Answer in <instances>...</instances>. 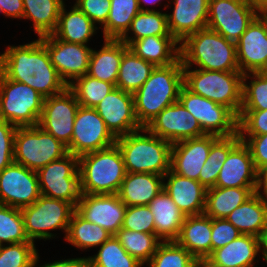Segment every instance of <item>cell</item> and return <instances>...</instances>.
Here are the masks:
<instances>
[{
  "label": "cell",
  "instance_id": "6da1fadb",
  "mask_svg": "<svg viewBox=\"0 0 267 267\" xmlns=\"http://www.w3.org/2000/svg\"><path fill=\"white\" fill-rule=\"evenodd\" d=\"M0 71L8 79L27 84L44 98L68 87L51 63L41 37L23 45H8L0 53Z\"/></svg>",
  "mask_w": 267,
  "mask_h": 267
},
{
  "label": "cell",
  "instance_id": "7a4b0ae2",
  "mask_svg": "<svg viewBox=\"0 0 267 267\" xmlns=\"http://www.w3.org/2000/svg\"><path fill=\"white\" fill-rule=\"evenodd\" d=\"M183 85L181 58L171 65L155 67L145 83L133 94L139 124L146 127L164 108L177 102Z\"/></svg>",
  "mask_w": 267,
  "mask_h": 267
},
{
  "label": "cell",
  "instance_id": "3957f363",
  "mask_svg": "<svg viewBox=\"0 0 267 267\" xmlns=\"http://www.w3.org/2000/svg\"><path fill=\"white\" fill-rule=\"evenodd\" d=\"M180 58L183 68L240 72L236 43L208 27L188 35L180 43Z\"/></svg>",
  "mask_w": 267,
  "mask_h": 267
},
{
  "label": "cell",
  "instance_id": "277c9868",
  "mask_svg": "<svg viewBox=\"0 0 267 267\" xmlns=\"http://www.w3.org/2000/svg\"><path fill=\"white\" fill-rule=\"evenodd\" d=\"M115 144L122 154L126 172L164 176L170 170L172 144L146 127L117 137Z\"/></svg>",
  "mask_w": 267,
  "mask_h": 267
},
{
  "label": "cell",
  "instance_id": "5b68a950",
  "mask_svg": "<svg viewBox=\"0 0 267 267\" xmlns=\"http://www.w3.org/2000/svg\"><path fill=\"white\" fill-rule=\"evenodd\" d=\"M126 173L116 144L79 157L82 194H117Z\"/></svg>",
  "mask_w": 267,
  "mask_h": 267
},
{
  "label": "cell",
  "instance_id": "8992f818",
  "mask_svg": "<svg viewBox=\"0 0 267 267\" xmlns=\"http://www.w3.org/2000/svg\"><path fill=\"white\" fill-rule=\"evenodd\" d=\"M184 85L193 93L222 104L237 116L242 105L241 72L183 68Z\"/></svg>",
  "mask_w": 267,
  "mask_h": 267
},
{
  "label": "cell",
  "instance_id": "52a82bcc",
  "mask_svg": "<svg viewBox=\"0 0 267 267\" xmlns=\"http://www.w3.org/2000/svg\"><path fill=\"white\" fill-rule=\"evenodd\" d=\"M74 211L69 202L41 195L32 205L21 209L26 236L35 243L38 239L58 238L54 232L61 230L65 239Z\"/></svg>",
  "mask_w": 267,
  "mask_h": 267
},
{
  "label": "cell",
  "instance_id": "ba28073f",
  "mask_svg": "<svg viewBox=\"0 0 267 267\" xmlns=\"http://www.w3.org/2000/svg\"><path fill=\"white\" fill-rule=\"evenodd\" d=\"M44 97L27 84L8 79L0 71V120L17 127L36 126Z\"/></svg>",
  "mask_w": 267,
  "mask_h": 267
},
{
  "label": "cell",
  "instance_id": "9c48e42d",
  "mask_svg": "<svg viewBox=\"0 0 267 267\" xmlns=\"http://www.w3.org/2000/svg\"><path fill=\"white\" fill-rule=\"evenodd\" d=\"M67 146L38 125L17 127L14 138V162L38 171L68 154Z\"/></svg>",
  "mask_w": 267,
  "mask_h": 267
},
{
  "label": "cell",
  "instance_id": "30bf717a",
  "mask_svg": "<svg viewBox=\"0 0 267 267\" xmlns=\"http://www.w3.org/2000/svg\"><path fill=\"white\" fill-rule=\"evenodd\" d=\"M41 195L77 206L81 198L79 157L72 153L37 171Z\"/></svg>",
  "mask_w": 267,
  "mask_h": 267
},
{
  "label": "cell",
  "instance_id": "8fae6325",
  "mask_svg": "<svg viewBox=\"0 0 267 267\" xmlns=\"http://www.w3.org/2000/svg\"><path fill=\"white\" fill-rule=\"evenodd\" d=\"M178 101L197 119L206 135L227 137L238 133V116L228 107L182 86Z\"/></svg>",
  "mask_w": 267,
  "mask_h": 267
},
{
  "label": "cell",
  "instance_id": "7c38bea8",
  "mask_svg": "<svg viewBox=\"0 0 267 267\" xmlns=\"http://www.w3.org/2000/svg\"><path fill=\"white\" fill-rule=\"evenodd\" d=\"M260 13L244 0H209L207 27L236 43Z\"/></svg>",
  "mask_w": 267,
  "mask_h": 267
},
{
  "label": "cell",
  "instance_id": "4fadbf2b",
  "mask_svg": "<svg viewBox=\"0 0 267 267\" xmlns=\"http://www.w3.org/2000/svg\"><path fill=\"white\" fill-rule=\"evenodd\" d=\"M116 137L94 108L79 106L68 152L80 157L113 146Z\"/></svg>",
  "mask_w": 267,
  "mask_h": 267
},
{
  "label": "cell",
  "instance_id": "5bb4252c",
  "mask_svg": "<svg viewBox=\"0 0 267 267\" xmlns=\"http://www.w3.org/2000/svg\"><path fill=\"white\" fill-rule=\"evenodd\" d=\"M79 106L68 87L59 94L44 98L38 126L68 147Z\"/></svg>",
  "mask_w": 267,
  "mask_h": 267
},
{
  "label": "cell",
  "instance_id": "9a60e30c",
  "mask_svg": "<svg viewBox=\"0 0 267 267\" xmlns=\"http://www.w3.org/2000/svg\"><path fill=\"white\" fill-rule=\"evenodd\" d=\"M41 196L38 175L16 162L0 172V204L22 209Z\"/></svg>",
  "mask_w": 267,
  "mask_h": 267
},
{
  "label": "cell",
  "instance_id": "2e32d148",
  "mask_svg": "<svg viewBox=\"0 0 267 267\" xmlns=\"http://www.w3.org/2000/svg\"><path fill=\"white\" fill-rule=\"evenodd\" d=\"M51 63L69 85L77 77L87 74L92 47L57 39L53 34L41 37Z\"/></svg>",
  "mask_w": 267,
  "mask_h": 267
},
{
  "label": "cell",
  "instance_id": "e0dca14e",
  "mask_svg": "<svg viewBox=\"0 0 267 267\" xmlns=\"http://www.w3.org/2000/svg\"><path fill=\"white\" fill-rule=\"evenodd\" d=\"M146 128L171 144L206 135L197 119L179 101L164 108Z\"/></svg>",
  "mask_w": 267,
  "mask_h": 267
},
{
  "label": "cell",
  "instance_id": "ac0fdd59",
  "mask_svg": "<svg viewBox=\"0 0 267 267\" xmlns=\"http://www.w3.org/2000/svg\"><path fill=\"white\" fill-rule=\"evenodd\" d=\"M126 208L117 194H82L75 211L115 236L122 228Z\"/></svg>",
  "mask_w": 267,
  "mask_h": 267
},
{
  "label": "cell",
  "instance_id": "d6986e66",
  "mask_svg": "<svg viewBox=\"0 0 267 267\" xmlns=\"http://www.w3.org/2000/svg\"><path fill=\"white\" fill-rule=\"evenodd\" d=\"M242 74L267 71V13H260L236 42Z\"/></svg>",
  "mask_w": 267,
  "mask_h": 267
},
{
  "label": "cell",
  "instance_id": "ffe728a7",
  "mask_svg": "<svg viewBox=\"0 0 267 267\" xmlns=\"http://www.w3.org/2000/svg\"><path fill=\"white\" fill-rule=\"evenodd\" d=\"M94 109L116 138L142 128L135 115L132 93L114 88Z\"/></svg>",
  "mask_w": 267,
  "mask_h": 267
},
{
  "label": "cell",
  "instance_id": "44dd1931",
  "mask_svg": "<svg viewBox=\"0 0 267 267\" xmlns=\"http://www.w3.org/2000/svg\"><path fill=\"white\" fill-rule=\"evenodd\" d=\"M171 3V4H170ZM169 33L181 43L188 35L207 27L209 0H171L167 6Z\"/></svg>",
  "mask_w": 267,
  "mask_h": 267
},
{
  "label": "cell",
  "instance_id": "7402d4cb",
  "mask_svg": "<svg viewBox=\"0 0 267 267\" xmlns=\"http://www.w3.org/2000/svg\"><path fill=\"white\" fill-rule=\"evenodd\" d=\"M217 138L215 135H204L172 144L170 169L183 177L198 181L211 145Z\"/></svg>",
  "mask_w": 267,
  "mask_h": 267
},
{
  "label": "cell",
  "instance_id": "603a6c76",
  "mask_svg": "<svg viewBox=\"0 0 267 267\" xmlns=\"http://www.w3.org/2000/svg\"><path fill=\"white\" fill-rule=\"evenodd\" d=\"M265 253L263 239L254 235L241 234L227 245L213 250L208 258L223 267H254L259 264L260 259L264 262Z\"/></svg>",
  "mask_w": 267,
  "mask_h": 267
},
{
  "label": "cell",
  "instance_id": "cb8c5ba5",
  "mask_svg": "<svg viewBox=\"0 0 267 267\" xmlns=\"http://www.w3.org/2000/svg\"><path fill=\"white\" fill-rule=\"evenodd\" d=\"M163 189L186 216L204 214L207 189L199 181L170 169L163 176Z\"/></svg>",
  "mask_w": 267,
  "mask_h": 267
},
{
  "label": "cell",
  "instance_id": "d4e9b609",
  "mask_svg": "<svg viewBox=\"0 0 267 267\" xmlns=\"http://www.w3.org/2000/svg\"><path fill=\"white\" fill-rule=\"evenodd\" d=\"M256 174L250 150L241 141L228 154L219 172L215 187H256Z\"/></svg>",
  "mask_w": 267,
  "mask_h": 267
},
{
  "label": "cell",
  "instance_id": "484cf974",
  "mask_svg": "<svg viewBox=\"0 0 267 267\" xmlns=\"http://www.w3.org/2000/svg\"><path fill=\"white\" fill-rule=\"evenodd\" d=\"M154 220L155 234L162 241H176L186 215L163 189L148 204Z\"/></svg>",
  "mask_w": 267,
  "mask_h": 267
},
{
  "label": "cell",
  "instance_id": "4316f807",
  "mask_svg": "<svg viewBox=\"0 0 267 267\" xmlns=\"http://www.w3.org/2000/svg\"><path fill=\"white\" fill-rule=\"evenodd\" d=\"M242 234L267 240V202L255 193L227 217Z\"/></svg>",
  "mask_w": 267,
  "mask_h": 267
},
{
  "label": "cell",
  "instance_id": "83f0119b",
  "mask_svg": "<svg viewBox=\"0 0 267 267\" xmlns=\"http://www.w3.org/2000/svg\"><path fill=\"white\" fill-rule=\"evenodd\" d=\"M101 48H92L87 74L116 86L123 53L129 48L120 39H103Z\"/></svg>",
  "mask_w": 267,
  "mask_h": 267
},
{
  "label": "cell",
  "instance_id": "f1b7e54d",
  "mask_svg": "<svg viewBox=\"0 0 267 267\" xmlns=\"http://www.w3.org/2000/svg\"><path fill=\"white\" fill-rule=\"evenodd\" d=\"M67 10L64 3L59 13L56 30L52 33L57 39L69 43L90 45L89 42L97 35V27L77 6L74 4ZM91 39V40H90ZM89 43V44H88Z\"/></svg>",
  "mask_w": 267,
  "mask_h": 267
},
{
  "label": "cell",
  "instance_id": "f546056e",
  "mask_svg": "<svg viewBox=\"0 0 267 267\" xmlns=\"http://www.w3.org/2000/svg\"><path fill=\"white\" fill-rule=\"evenodd\" d=\"M163 190V176L127 172L117 195L128 206L148 205Z\"/></svg>",
  "mask_w": 267,
  "mask_h": 267
},
{
  "label": "cell",
  "instance_id": "4dcf8cb0",
  "mask_svg": "<svg viewBox=\"0 0 267 267\" xmlns=\"http://www.w3.org/2000/svg\"><path fill=\"white\" fill-rule=\"evenodd\" d=\"M176 242L193 257H208L212 253L211 218L205 214L186 216Z\"/></svg>",
  "mask_w": 267,
  "mask_h": 267
},
{
  "label": "cell",
  "instance_id": "1f68e13d",
  "mask_svg": "<svg viewBox=\"0 0 267 267\" xmlns=\"http://www.w3.org/2000/svg\"><path fill=\"white\" fill-rule=\"evenodd\" d=\"M129 49L157 66H168L180 58V43L173 36H148L135 40Z\"/></svg>",
  "mask_w": 267,
  "mask_h": 267
},
{
  "label": "cell",
  "instance_id": "d6a6232c",
  "mask_svg": "<svg viewBox=\"0 0 267 267\" xmlns=\"http://www.w3.org/2000/svg\"><path fill=\"white\" fill-rule=\"evenodd\" d=\"M255 187H212L207 189L204 214L212 219H226L254 194Z\"/></svg>",
  "mask_w": 267,
  "mask_h": 267
},
{
  "label": "cell",
  "instance_id": "836d02e7",
  "mask_svg": "<svg viewBox=\"0 0 267 267\" xmlns=\"http://www.w3.org/2000/svg\"><path fill=\"white\" fill-rule=\"evenodd\" d=\"M65 0H23V20L32 22L36 37L52 34L58 25Z\"/></svg>",
  "mask_w": 267,
  "mask_h": 267
},
{
  "label": "cell",
  "instance_id": "e575fe53",
  "mask_svg": "<svg viewBox=\"0 0 267 267\" xmlns=\"http://www.w3.org/2000/svg\"><path fill=\"white\" fill-rule=\"evenodd\" d=\"M111 236L104 228L85 220L74 211L70 219L67 235L63 240L77 250L89 251L91 248L96 249L101 246Z\"/></svg>",
  "mask_w": 267,
  "mask_h": 267
},
{
  "label": "cell",
  "instance_id": "d590c367",
  "mask_svg": "<svg viewBox=\"0 0 267 267\" xmlns=\"http://www.w3.org/2000/svg\"><path fill=\"white\" fill-rule=\"evenodd\" d=\"M155 66L129 48L123 53L116 88L134 94L149 78Z\"/></svg>",
  "mask_w": 267,
  "mask_h": 267
},
{
  "label": "cell",
  "instance_id": "8d00e7d4",
  "mask_svg": "<svg viewBox=\"0 0 267 267\" xmlns=\"http://www.w3.org/2000/svg\"><path fill=\"white\" fill-rule=\"evenodd\" d=\"M241 142L239 132L237 134L218 137L211 145L209 155L199 175V182L206 188L215 187L219 172L228 154Z\"/></svg>",
  "mask_w": 267,
  "mask_h": 267
},
{
  "label": "cell",
  "instance_id": "74e56055",
  "mask_svg": "<svg viewBox=\"0 0 267 267\" xmlns=\"http://www.w3.org/2000/svg\"><path fill=\"white\" fill-rule=\"evenodd\" d=\"M148 36H172L167 26V15L162 9L140 11L120 40L129 47L135 40Z\"/></svg>",
  "mask_w": 267,
  "mask_h": 267
},
{
  "label": "cell",
  "instance_id": "f35d334b",
  "mask_svg": "<svg viewBox=\"0 0 267 267\" xmlns=\"http://www.w3.org/2000/svg\"><path fill=\"white\" fill-rule=\"evenodd\" d=\"M140 11L138 0H111L108 19L100 29L103 39H120Z\"/></svg>",
  "mask_w": 267,
  "mask_h": 267
},
{
  "label": "cell",
  "instance_id": "ab89813d",
  "mask_svg": "<svg viewBox=\"0 0 267 267\" xmlns=\"http://www.w3.org/2000/svg\"><path fill=\"white\" fill-rule=\"evenodd\" d=\"M95 250H97L96 254L85 256L87 267H144L127 253L115 236H111Z\"/></svg>",
  "mask_w": 267,
  "mask_h": 267
},
{
  "label": "cell",
  "instance_id": "60d3db41",
  "mask_svg": "<svg viewBox=\"0 0 267 267\" xmlns=\"http://www.w3.org/2000/svg\"><path fill=\"white\" fill-rule=\"evenodd\" d=\"M115 237L129 255L146 265L162 242L155 233L130 231L120 228Z\"/></svg>",
  "mask_w": 267,
  "mask_h": 267
},
{
  "label": "cell",
  "instance_id": "b9f144b4",
  "mask_svg": "<svg viewBox=\"0 0 267 267\" xmlns=\"http://www.w3.org/2000/svg\"><path fill=\"white\" fill-rule=\"evenodd\" d=\"M68 88L73 92L80 106L94 108L116 86L85 74L73 80Z\"/></svg>",
  "mask_w": 267,
  "mask_h": 267
},
{
  "label": "cell",
  "instance_id": "7bdbcfd3",
  "mask_svg": "<svg viewBox=\"0 0 267 267\" xmlns=\"http://www.w3.org/2000/svg\"><path fill=\"white\" fill-rule=\"evenodd\" d=\"M267 109V71L250 72L242 77L241 110Z\"/></svg>",
  "mask_w": 267,
  "mask_h": 267
},
{
  "label": "cell",
  "instance_id": "ee69618b",
  "mask_svg": "<svg viewBox=\"0 0 267 267\" xmlns=\"http://www.w3.org/2000/svg\"><path fill=\"white\" fill-rule=\"evenodd\" d=\"M22 242L32 241L26 236L21 209L0 204V246Z\"/></svg>",
  "mask_w": 267,
  "mask_h": 267
},
{
  "label": "cell",
  "instance_id": "f6af8a7d",
  "mask_svg": "<svg viewBox=\"0 0 267 267\" xmlns=\"http://www.w3.org/2000/svg\"><path fill=\"white\" fill-rule=\"evenodd\" d=\"M193 257L176 241L161 242L146 267H193Z\"/></svg>",
  "mask_w": 267,
  "mask_h": 267
},
{
  "label": "cell",
  "instance_id": "bcb514c9",
  "mask_svg": "<svg viewBox=\"0 0 267 267\" xmlns=\"http://www.w3.org/2000/svg\"><path fill=\"white\" fill-rule=\"evenodd\" d=\"M38 249L34 242L0 246V267H33Z\"/></svg>",
  "mask_w": 267,
  "mask_h": 267
},
{
  "label": "cell",
  "instance_id": "7dc6e473",
  "mask_svg": "<svg viewBox=\"0 0 267 267\" xmlns=\"http://www.w3.org/2000/svg\"><path fill=\"white\" fill-rule=\"evenodd\" d=\"M122 228L135 232L155 233L153 214L149 206H128Z\"/></svg>",
  "mask_w": 267,
  "mask_h": 267
},
{
  "label": "cell",
  "instance_id": "c3c4849f",
  "mask_svg": "<svg viewBox=\"0 0 267 267\" xmlns=\"http://www.w3.org/2000/svg\"><path fill=\"white\" fill-rule=\"evenodd\" d=\"M239 135L267 134L266 110H241L238 116Z\"/></svg>",
  "mask_w": 267,
  "mask_h": 267
},
{
  "label": "cell",
  "instance_id": "681fc988",
  "mask_svg": "<svg viewBox=\"0 0 267 267\" xmlns=\"http://www.w3.org/2000/svg\"><path fill=\"white\" fill-rule=\"evenodd\" d=\"M74 5L100 29L108 19L111 0H75Z\"/></svg>",
  "mask_w": 267,
  "mask_h": 267
},
{
  "label": "cell",
  "instance_id": "f907efd6",
  "mask_svg": "<svg viewBox=\"0 0 267 267\" xmlns=\"http://www.w3.org/2000/svg\"><path fill=\"white\" fill-rule=\"evenodd\" d=\"M17 126L0 120V172L14 162V138Z\"/></svg>",
  "mask_w": 267,
  "mask_h": 267
},
{
  "label": "cell",
  "instance_id": "816d5d0a",
  "mask_svg": "<svg viewBox=\"0 0 267 267\" xmlns=\"http://www.w3.org/2000/svg\"><path fill=\"white\" fill-rule=\"evenodd\" d=\"M241 234L242 233L226 219L211 218L212 251L227 245Z\"/></svg>",
  "mask_w": 267,
  "mask_h": 267
},
{
  "label": "cell",
  "instance_id": "f5cc1de1",
  "mask_svg": "<svg viewBox=\"0 0 267 267\" xmlns=\"http://www.w3.org/2000/svg\"><path fill=\"white\" fill-rule=\"evenodd\" d=\"M240 137L250 150L256 171L267 165V134L240 135Z\"/></svg>",
  "mask_w": 267,
  "mask_h": 267
},
{
  "label": "cell",
  "instance_id": "db71d44e",
  "mask_svg": "<svg viewBox=\"0 0 267 267\" xmlns=\"http://www.w3.org/2000/svg\"><path fill=\"white\" fill-rule=\"evenodd\" d=\"M23 0H0V14L11 19H23Z\"/></svg>",
  "mask_w": 267,
  "mask_h": 267
},
{
  "label": "cell",
  "instance_id": "11a10c76",
  "mask_svg": "<svg viewBox=\"0 0 267 267\" xmlns=\"http://www.w3.org/2000/svg\"><path fill=\"white\" fill-rule=\"evenodd\" d=\"M40 254L37 253L34 266L33 267H87V258L84 257H75V258H66L60 260H54L48 263L39 264Z\"/></svg>",
  "mask_w": 267,
  "mask_h": 267
},
{
  "label": "cell",
  "instance_id": "9f6ffc18",
  "mask_svg": "<svg viewBox=\"0 0 267 267\" xmlns=\"http://www.w3.org/2000/svg\"><path fill=\"white\" fill-rule=\"evenodd\" d=\"M254 193L267 202V165L257 170Z\"/></svg>",
  "mask_w": 267,
  "mask_h": 267
},
{
  "label": "cell",
  "instance_id": "6f0895ef",
  "mask_svg": "<svg viewBox=\"0 0 267 267\" xmlns=\"http://www.w3.org/2000/svg\"><path fill=\"white\" fill-rule=\"evenodd\" d=\"M162 2L163 0H138L139 8L141 11H160V9L156 7L157 5L159 6ZM166 2L168 3H165L164 9L167 8L170 0H167ZM148 6H150V8Z\"/></svg>",
  "mask_w": 267,
  "mask_h": 267
},
{
  "label": "cell",
  "instance_id": "680465c9",
  "mask_svg": "<svg viewBox=\"0 0 267 267\" xmlns=\"http://www.w3.org/2000/svg\"><path fill=\"white\" fill-rule=\"evenodd\" d=\"M193 267H223V266L214 263L208 257H200V258H195Z\"/></svg>",
  "mask_w": 267,
  "mask_h": 267
},
{
  "label": "cell",
  "instance_id": "91938a15",
  "mask_svg": "<svg viewBox=\"0 0 267 267\" xmlns=\"http://www.w3.org/2000/svg\"><path fill=\"white\" fill-rule=\"evenodd\" d=\"M244 1L257 8L261 13H267V0H244Z\"/></svg>",
  "mask_w": 267,
  "mask_h": 267
},
{
  "label": "cell",
  "instance_id": "94428289",
  "mask_svg": "<svg viewBox=\"0 0 267 267\" xmlns=\"http://www.w3.org/2000/svg\"><path fill=\"white\" fill-rule=\"evenodd\" d=\"M265 249H266V257H265V260H267V240H266V242H265Z\"/></svg>",
  "mask_w": 267,
  "mask_h": 267
},
{
  "label": "cell",
  "instance_id": "6125c7cd",
  "mask_svg": "<svg viewBox=\"0 0 267 267\" xmlns=\"http://www.w3.org/2000/svg\"><path fill=\"white\" fill-rule=\"evenodd\" d=\"M264 262H265L266 265L264 264L263 267H264V266H267V260H264Z\"/></svg>",
  "mask_w": 267,
  "mask_h": 267
}]
</instances>
